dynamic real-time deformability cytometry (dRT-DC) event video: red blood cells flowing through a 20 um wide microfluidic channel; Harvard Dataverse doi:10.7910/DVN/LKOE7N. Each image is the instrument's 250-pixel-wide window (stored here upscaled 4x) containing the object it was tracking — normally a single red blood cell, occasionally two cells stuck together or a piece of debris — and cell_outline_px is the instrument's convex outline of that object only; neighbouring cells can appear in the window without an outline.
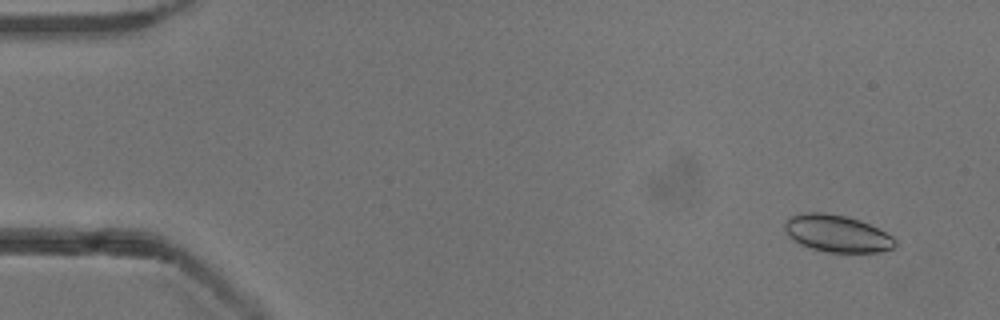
{"species": "common noctule bat (a hibernating species)", "species_latin": "Nyctalus noctula", "temperature_condition": "cold", "stored_images_in_passage": 53, "camera_frame_rate_fps": 3000, "um_per_image_px": 0.085, "animal": {"sex": "male", "body_mass_g": 13.3}, "frame": {"image": 1, "passage_image": 4, "time_ms": 1.0, "image_size_px": [1000, 320], "cell_outline_px": [[900, 244], [896, 248], [880, 252], [824, 252], [800, 244], [792, 240], [788, 236], [784, 228], [784, 224], [788, 216], [804, 212], [824, 212], [848, 216], [860, 220], [892, 236]], "centroid_in_image_um": [71.14, 19.85], "position_along_channel_um": 13.9, "area_um2": 24.22}}
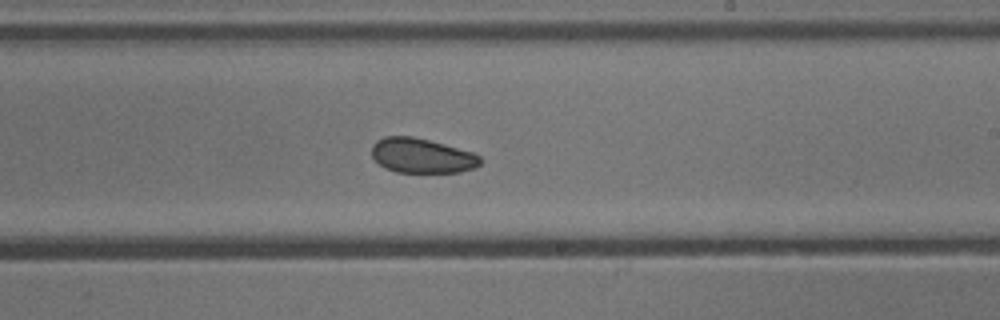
{"frame": {"image": 2, "passage_image": 32, "time_ms": 10.333, "image_size_px": [1000, 320], "cell_outline_px": [[480, 164], [472, 168], [460, 172], [396, 172], [384, 168], [372, 156], [372, 144], [376, 140], [384, 136], [412, 136], [428, 140], [472, 152], [480, 156]], "centroid_in_image_um": [35.81, 13.23], "position_along_channel_um": 253.2, "area_um2": 21.79}}
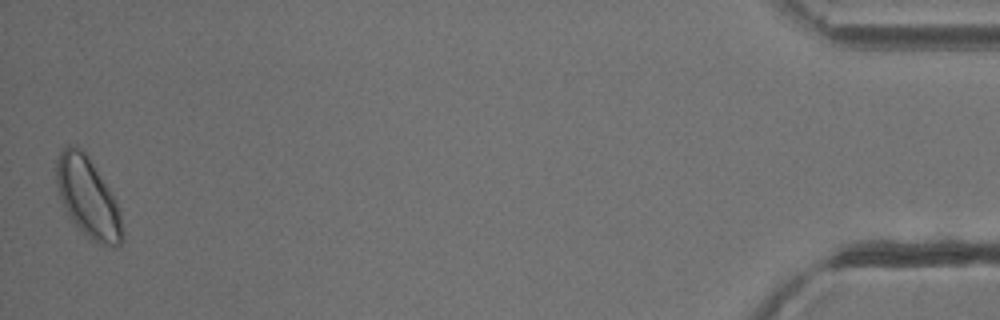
{"frame": {"image": 3, "passage_image": 53, "time_ms": 17.333, "image_size_px": [1000, 320], "cell_outline_px": [[124, 240], [116, 248], [112, 248], [100, 244], [92, 240], [68, 216], [60, 196], [56, 184], [56, 160], [60, 152], [68, 144], [76, 144], [88, 156], [116, 200], [120, 208], [124, 236]], "centroid_in_image_um": [7.5, 16.8], "position_along_channel_um": 427.7, "area_um2": 30.81}, "authors_computed_cell_mechanics": {"area_um2": 23.4668, "velocity_mm_per_s": 3.8567, "shape_relaxation_time_tau1_ms": 6.3933, "shape_relaxation_time_tau2_ms": 3.6788, "deformation_change_tau1": 0.066, "deformation_change_tau2": 0.0733}}